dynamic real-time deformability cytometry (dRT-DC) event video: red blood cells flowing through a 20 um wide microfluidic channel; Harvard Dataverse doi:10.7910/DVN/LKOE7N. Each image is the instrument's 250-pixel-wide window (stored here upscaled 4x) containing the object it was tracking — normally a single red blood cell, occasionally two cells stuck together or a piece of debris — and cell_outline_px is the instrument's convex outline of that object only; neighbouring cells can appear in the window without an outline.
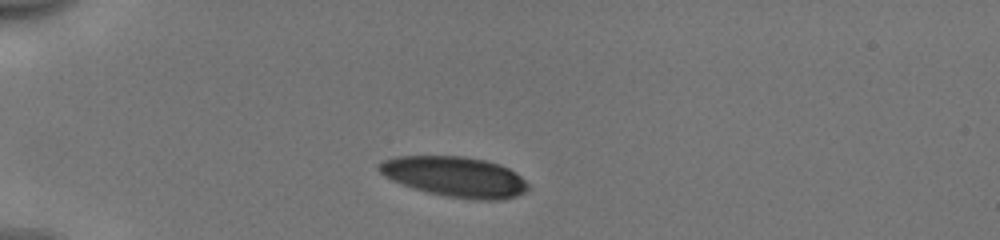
{"species": "human", "species_latin": "Homo sapiens", "temperature_condition": "cold", "stored_images_in_passage": 39, "camera_frame_rate_fps": 3000, "um_per_image_px": 0.085, "donor": {"sex": "male"}, "frame": {"image": 1, "passage_image": 1, "time_ms": 0.0, "image_size_px": [1000, 240], "cell_outline_px": [[528, 188], [524, 192], [516, 196], [500, 200], [480, 200], [448, 196], [428, 192], [412, 188], [392, 180], [384, 176], [376, 168], [384, 160], [396, 156], [460, 156], [484, 160], [500, 164], [516, 172], [528, 184]], "centroid_in_image_um": [38.66, 15.02], "position_along_channel_um": 46.3, "area_um2": 34.8}}
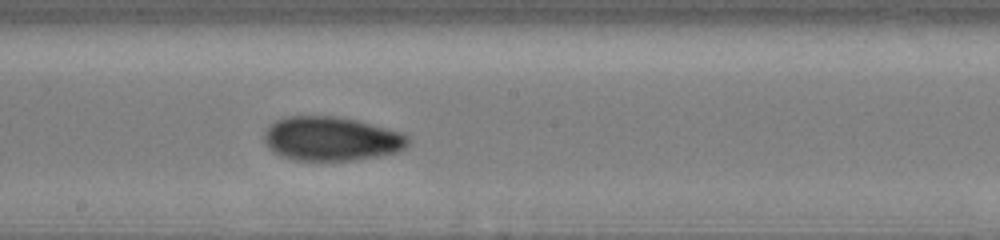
{"frame": {"image": 2, "passage_image": 17, "time_ms": 5.333, "image_size_px": [1000, 240], "cell_outline_px": [[412, 140], [404, 148], [396, 152], [380, 156], [352, 160], [296, 160], [280, 156], [272, 152], [264, 144], [264, 132], [276, 120], [288, 116], [336, 116], [356, 120], [388, 128], [400, 132], [408, 136]], "centroid_in_image_um": [28.16, 11.8], "position_along_channel_um": 220.0, "area_um2": 37.11}}
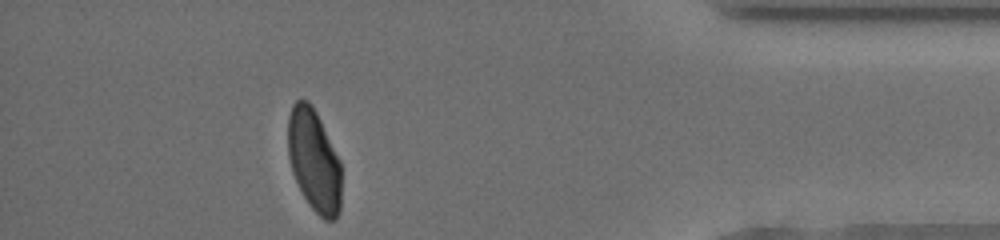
{"frame": {"image": 3, "passage_image": 34, "time_ms": 11.0, "image_size_px": [1000, 240], "cell_outline_px": [[340, 212], [332, 220], [324, 220], [308, 204], [292, 172], [288, 156], [288, 116], [292, 104], [296, 100], [308, 100], [312, 104], [340, 160]], "centroid_in_image_um": [26.68, 13.62], "position_along_channel_um": 408.5, "area_um2": 31.73}, "authors_computed_cell_mechanics": {"area_um2": 35.7782, "velocity_mm_per_s": 3.9614, "shape_relaxation_time_tau1_ms": 7.1173, "shape_relaxation_time_tau2_ms": 2.212, "deformation_change_tau1": 0.1672, "deformation_change_tau2": 0.0717}}